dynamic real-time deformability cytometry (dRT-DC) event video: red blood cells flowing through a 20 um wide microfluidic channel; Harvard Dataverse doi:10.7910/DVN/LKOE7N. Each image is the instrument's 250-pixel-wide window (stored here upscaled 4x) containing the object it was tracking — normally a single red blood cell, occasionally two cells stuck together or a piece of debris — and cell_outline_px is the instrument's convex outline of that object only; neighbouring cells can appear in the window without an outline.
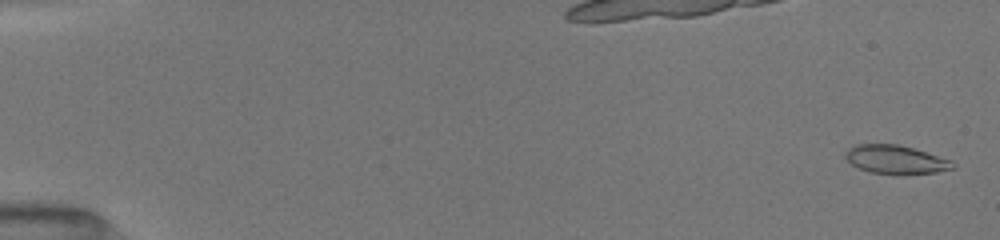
{"species": "common noctule bat (a hibernating species)", "species_latin": "Nyctalus noctula", "temperature_condition": "room temperature", "stored_images_in_passage": 52, "camera_frame_rate_fps": 3000, "um_per_image_px": 0.085, "animal": {"sex": "female", "body_mass_g": 19.5, "forearm_length_mm": 54.1}, "frame": {"image": 1, "passage_image": 2, "time_ms": 0.333, "image_size_px": [1000, 240], "cell_outline_px": [[956, 168], [936, 172], [872, 172], [860, 168], [852, 164], [844, 156], [844, 152], [848, 148], [856, 144], [896, 144], [912, 148], [952, 160], [956, 164]], "centroid_in_image_um": [76.13, 13.52], "position_along_channel_um": 8.9, "area_um2": 17.22}}
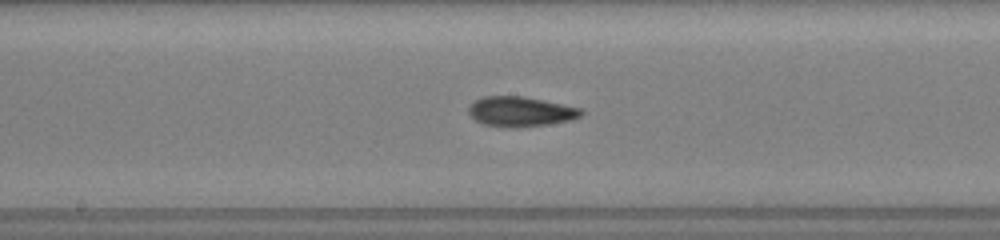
{"frame": {"image": 2, "passage_image": 29, "time_ms": 9.333, "image_size_px": [1000, 240], "cell_outline_px": [[584, 112], [580, 116], [572, 120], [548, 124], [516, 128], [504, 128], [484, 124], [476, 120], [468, 112], [468, 108], [476, 100], [484, 96], [524, 96], [580, 108]], "centroid_in_image_um": [44.24, 9.49], "position_along_channel_um": 204.0, "area_um2": 19.59}}
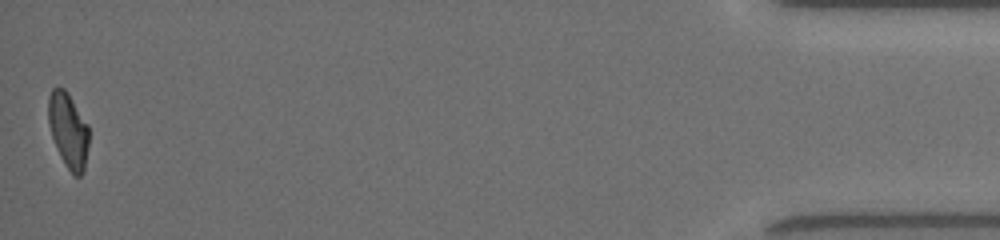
{"frame": {"image": 3, "passage_image": 52, "time_ms": 17.0, "image_size_px": [1000, 240], "cell_outline_px": [[88, 144], [84, 168], [80, 176], [72, 176], [60, 156], [52, 136], [48, 124], [48, 96], [52, 88], [64, 88], [68, 92], [88, 124]], "centroid_in_image_um": [5.79, 11.06], "position_along_channel_um": 429.4, "area_um2": 17.74}, "authors_computed_cell_mechanics": {"area_um2": 18.2937, "velocity_mm_per_s": 4.0309, "shape_relaxation_time_tau1_ms": 3.9256, "shape_relaxation_time_tau2_ms": 2.6497, "deformation_change_tau1": 0.1626, "deformation_change_tau2": 0.1027}}